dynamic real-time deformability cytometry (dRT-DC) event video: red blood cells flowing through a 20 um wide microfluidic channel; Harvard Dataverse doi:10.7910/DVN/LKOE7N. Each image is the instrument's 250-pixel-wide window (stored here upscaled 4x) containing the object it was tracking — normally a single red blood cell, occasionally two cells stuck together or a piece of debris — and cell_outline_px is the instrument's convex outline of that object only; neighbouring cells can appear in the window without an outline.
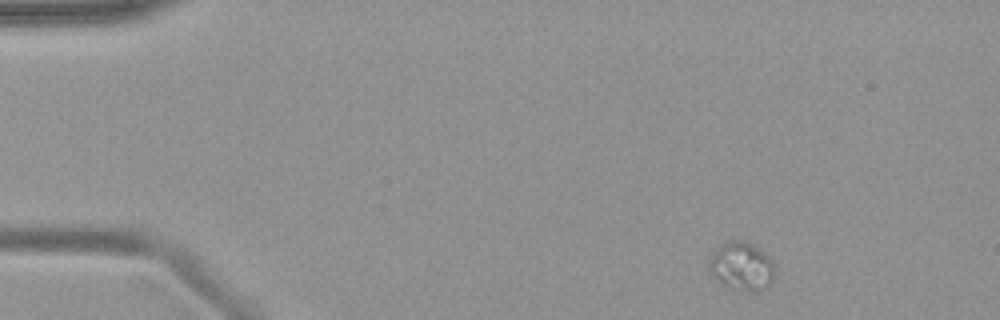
{"species": "common noctule bat (a hibernating species)", "species_latin": "Nyctalus noctula", "temperature_condition": "warm", "stored_images_in_passage": 4, "camera_frame_rate_fps": 3000, "um_per_image_px": 0.085, "animal": {"sex": "female", "body_mass_g": 19.9}, "frame": {"image": 1, "passage_image": 1, "time_ms": 0.0, "image_size_px": [1000, 320], "cell_outline_px": [[772, 280], [764, 288], [752, 292], [748, 292], [724, 284], [712, 276], [708, 268], [708, 260], [712, 248], [728, 240], [748, 240], [756, 244], [772, 260]], "centroid_in_image_um": [62.97, 22.55], "position_along_channel_um": 22.0, "area_um2": 18.73}}
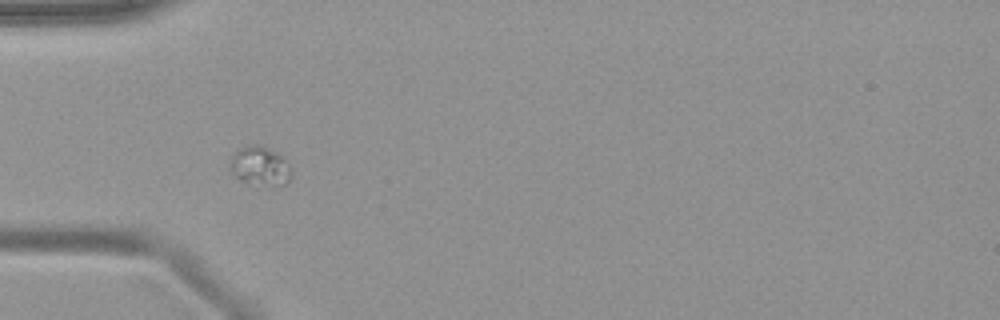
{"frame": {"image": 2, "passage_image": 4, "time_ms": 3.333, "image_size_px": [1000, 320], "cell_outline_px": [[292, 176], [284, 184], [276, 184], [240, 180], [228, 168], [232, 156], [240, 148], [248, 144], [260, 144], [284, 156], [292, 172]], "centroid_in_image_um": [22.1, 14.04], "position_along_channel_um": 62.9, "area_um2": 13.58}}